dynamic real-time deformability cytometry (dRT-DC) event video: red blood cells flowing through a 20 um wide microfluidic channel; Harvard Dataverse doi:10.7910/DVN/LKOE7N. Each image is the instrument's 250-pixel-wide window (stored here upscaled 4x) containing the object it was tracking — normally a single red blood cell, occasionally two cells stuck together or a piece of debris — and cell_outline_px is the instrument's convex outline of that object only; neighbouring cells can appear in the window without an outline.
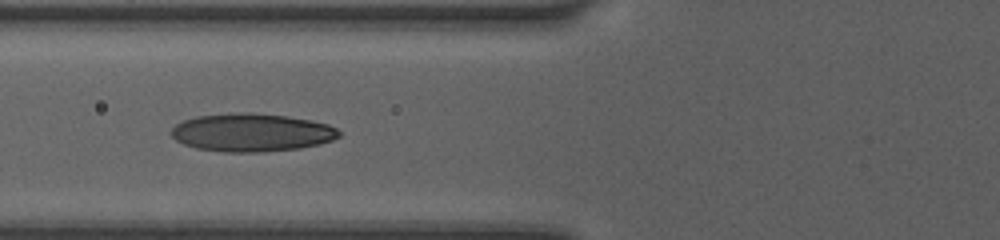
{"species": "human", "species_latin": "Homo sapiens", "temperature_condition": "room temperature", "stored_images_in_passage": 36, "camera_frame_rate_fps": 3000, "um_per_image_px": 0.085, "donor": {"sex": "female"}, "frame": {"image": 1, "passage_image": 12, "time_ms": 4.0, "image_size_px": [1000, 240], "cell_outline_px": [[340, 136], [332, 140], [320, 144], [300, 148], [260, 152], [224, 152], [196, 148], [184, 144], [176, 140], [172, 136], [172, 128], [176, 124], [184, 120], [196, 116], [240, 112], [252, 112], [288, 116], [312, 120], [328, 124], [336, 128], [340, 132]], "centroid_in_image_um": [21.41, 11.26], "position_along_channel_um": 104.4, "area_um2": 37.34}}
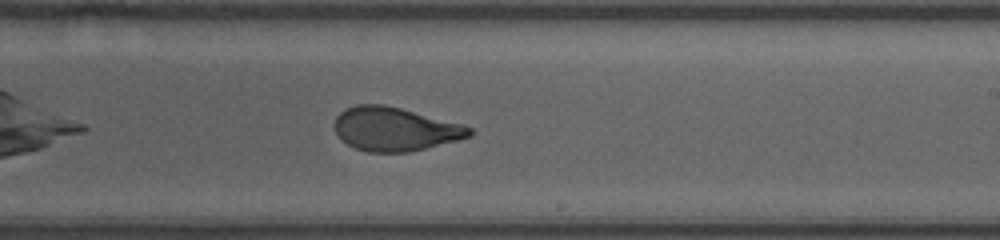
{"frame": {"image": 2, "passage_image": 21, "time_ms": 7.667, "image_size_px": [1000, 240], "cell_outline_px": [[472, 136], [460, 140], [408, 152], [368, 152], [356, 148], [340, 140], [336, 132], [336, 116], [344, 108], [356, 104], [384, 104], [464, 124], [472, 128]], "centroid_in_image_um": [33.58, 10.97], "position_along_channel_um": 255.4, "area_um2": 34.45}}
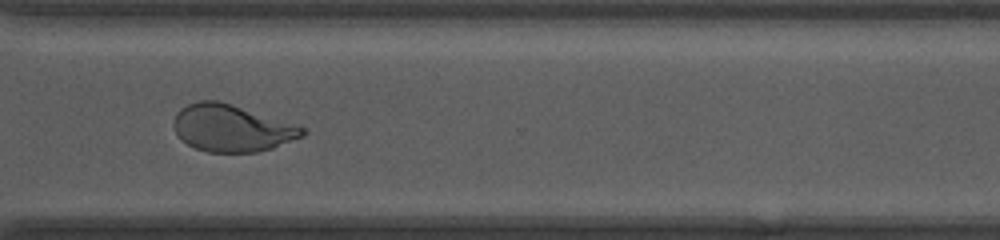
{"frame": {"image": 3, "passage_image": 27, "time_ms": 10.0, "image_size_px": [1000, 240], "cell_outline_px": [[304, 136], [272, 148], [256, 152], [208, 152], [196, 148], [180, 140], [172, 124], [176, 112], [180, 108], [196, 100], [216, 100], [232, 104], [296, 124], [304, 128]], "centroid_in_image_um": [19.66, 10.88], "position_along_channel_um": 350.9, "area_um2": 35.32}, "authors_computed_cell_mechanics": {"area_um2": 36.2695, "velocity_mm_per_s": 4.1155, "shape_relaxation_time_tau1_ms": 4.4531, "shape_relaxation_time_tau2_ms": 0.8343, "deformation_change_tau1": 0.1923, "deformation_change_tau2": 0.0736}}